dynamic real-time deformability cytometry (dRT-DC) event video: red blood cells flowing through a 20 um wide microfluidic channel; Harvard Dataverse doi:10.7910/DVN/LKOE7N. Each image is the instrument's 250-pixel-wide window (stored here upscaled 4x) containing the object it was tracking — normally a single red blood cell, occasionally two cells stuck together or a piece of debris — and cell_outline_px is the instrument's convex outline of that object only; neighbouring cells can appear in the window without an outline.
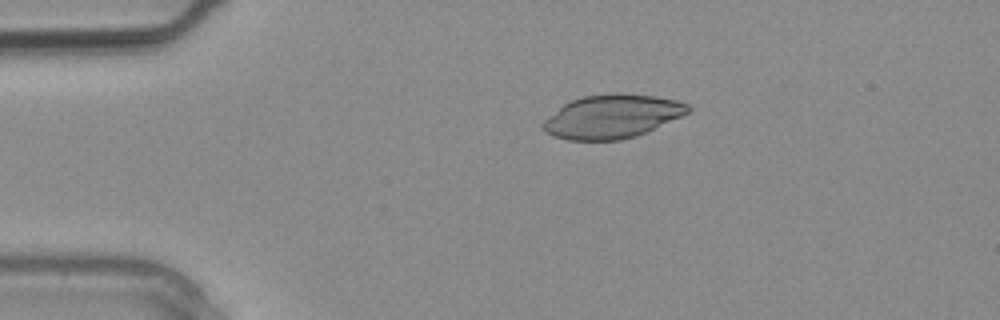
{"species": "common noctule bat (a hibernating species)", "species_latin": "Nyctalus noctula", "temperature_condition": "warm", "stored_images_in_passage": 1, "camera_frame_rate_fps": 3000, "um_per_image_px": 0.085, "animal": {"sex": "male", "body_mass_g": 20.4}, "frame": {"image": 1, "passage_image": 1, "time_ms": 0.0, "image_size_px": [1000, 320], "cell_outline_px": [[692, 108], [688, 112], [680, 116], [636, 136], [620, 140], [568, 140], [552, 136], [544, 132], [540, 128], [540, 124], [544, 120], [564, 104], [572, 100], [584, 96], [656, 96], [676, 100], [688, 104]], "centroid_in_image_um": [51.96, 9.95], "position_along_channel_um": 33.0, "area_um2": 35.72}}